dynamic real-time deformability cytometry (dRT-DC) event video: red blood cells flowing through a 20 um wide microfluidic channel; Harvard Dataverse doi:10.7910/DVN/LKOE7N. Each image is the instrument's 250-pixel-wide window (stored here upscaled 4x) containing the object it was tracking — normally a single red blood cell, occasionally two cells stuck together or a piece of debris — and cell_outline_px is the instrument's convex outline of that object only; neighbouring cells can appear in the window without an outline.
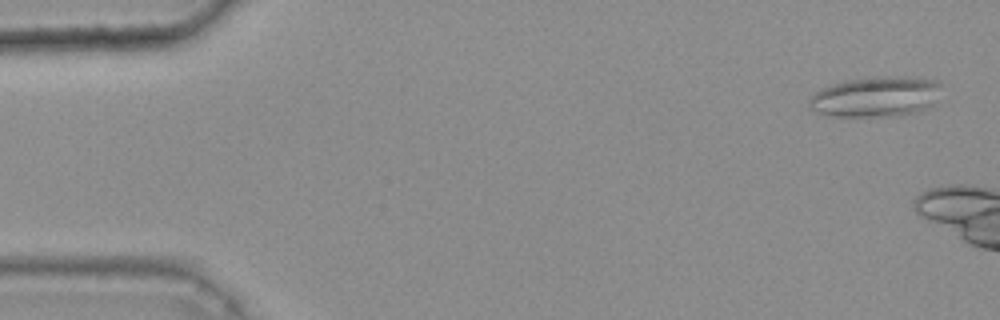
{"species": "common noctule bat (a hibernating species)", "species_latin": "Nyctalus noctula", "temperature_condition": "warm", "stored_images_in_passage": 6, "camera_frame_rate_fps": 3000, "um_per_image_px": 0.085, "animal": {"sex": "female", "body_mass_g": 25.1}, "frame": {"image": 1, "passage_image": 2, "time_ms": 0.333, "image_size_px": [1000, 320], "cell_outline_px": [[940, 84], [932, 108], [896, 116], [832, 116], [808, 108], [808, 100], [820, 88], [844, 80], [868, 76], [912, 76], [940, 80]], "centroid_in_image_um": [74.45, 8.19], "position_along_channel_um": 10.5, "area_um2": 31.56}}